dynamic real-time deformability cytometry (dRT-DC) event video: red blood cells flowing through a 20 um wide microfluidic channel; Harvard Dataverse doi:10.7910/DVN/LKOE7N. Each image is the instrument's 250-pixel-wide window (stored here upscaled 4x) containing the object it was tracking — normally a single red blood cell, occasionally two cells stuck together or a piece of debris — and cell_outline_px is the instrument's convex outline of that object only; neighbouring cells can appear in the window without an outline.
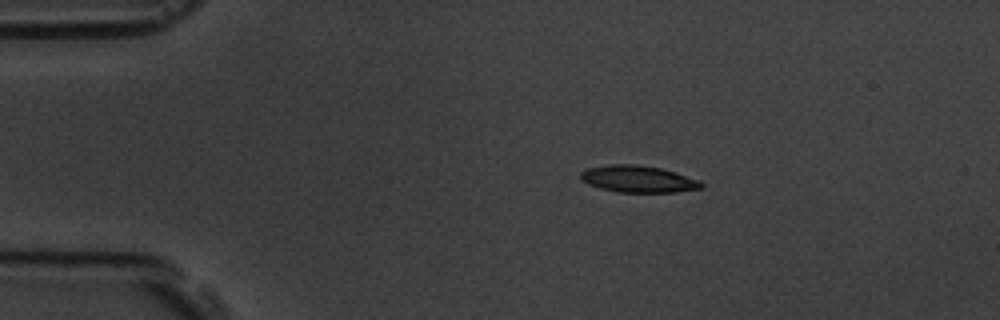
{"species": "common noctule bat (a hibernating species)", "species_latin": "Nyctalus noctula", "temperature_condition": "room temperature", "stored_images_in_passage": 48, "camera_frame_rate_fps": 3000, "um_per_image_px": 0.085, "animal": {"sex": "male", "body_mass_g": 19.5, "forearm_length_mm": 54.6}, "frame": {"image": 1, "passage_image": 1, "time_ms": 0.0, "image_size_px": [1000, 320], "cell_outline_px": [[704, 184], [700, 188], [676, 192], [616, 192], [600, 188], [588, 184], [580, 180], [580, 172], [588, 168], [608, 164], [636, 164], [660, 168], [676, 172], [700, 180]], "centroid_in_image_um": [54.22, 15.21], "position_along_channel_um": 30.8, "area_um2": 18.96}}
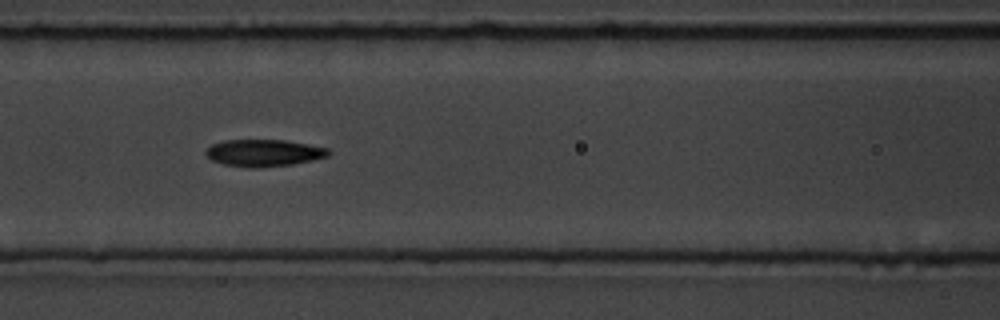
{"frame": {"image": 2, "passage_image": 15, "time_ms": 4.667, "image_size_px": [1000, 320], "cell_outline_px": [[332, 152], [328, 156], [312, 160], [292, 164], [256, 168], [252, 168], [224, 164], [212, 160], [204, 152], [212, 144], [224, 140], [284, 140], [308, 144], [328, 148]], "centroid_in_image_um": [22.44, 12.99], "position_along_channel_um": 144.2, "area_um2": 19.19}}
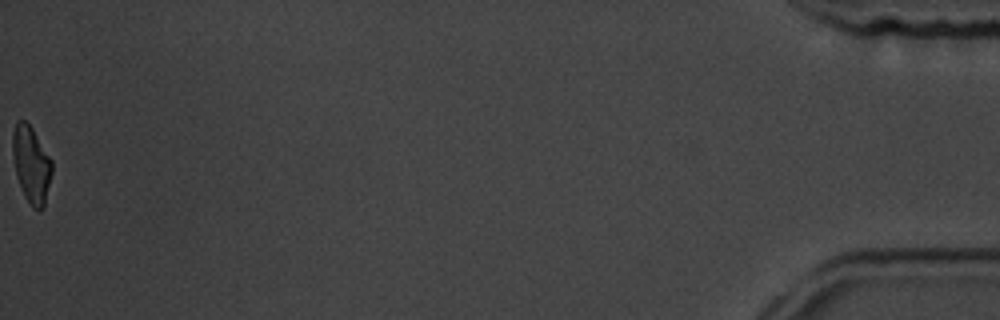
{"frame": {"image": 3, "passage_image": 48, "time_ms": 15.667, "image_size_px": [1000, 320], "cell_outline_px": [[52, 172], [44, 208], [32, 208], [24, 196], [16, 176], [12, 152], [12, 132], [16, 120], [24, 120], [32, 128], [52, 160]], "centroid_in_image_um": [2.64, 13.97], "position_along_channel_um": 432.6, "area_um2": 17.63}, "authors_computed_cell_mechanics": {"area_um2": 18.9006, "velocity_mm_per_s": 3.5548, "shape_relaxation_time_tau1_ms": 3.7644, "shape_relaxation_time_tau2_ms": 5.4904, "deformation_change_tau1": 0.1515, "deformation_change_tau2": 0.0952}}